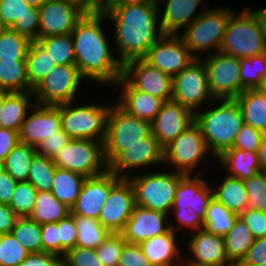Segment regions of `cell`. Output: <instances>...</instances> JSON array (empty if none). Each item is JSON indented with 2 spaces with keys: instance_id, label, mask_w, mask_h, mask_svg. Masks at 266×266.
I'll return each mask as SVG.
<instances>
[{
  "instance_id": "6da1fadb",
  "label": "cell",
  "mask_w": 266,
  "mask_h": 266,
  "mask_svg": "<svg viewBox=\"0 0 266 266\" xmlns=\"http://www.w3.org/2000/svg\"><path fill=\"white\" fill-rule=\"evenodd\" d=\"M101 10L115 25L114 46L120 63L144 58L149 48L163 35L157 0L146 3L102 5Z\"/></svg>"
},
{
  "instance_id": "7a4b0ae2",
  "label": "cell",
  "mask_w": 266,
  "mask_h": 266,
  "mask_svg": "<svg viewBox=\"0 0 266 266\" xmlns=\"http://www.w3.org/2000/svg\"><path fill=\"white\" fill-rule=\"evenodd\" d=\"M108 20L100 9L86 12L77 22L71 35L76 66L84 79L100 85H112L122 76L123 65L110 51V43L101 23ZM104 30V31H103Z\"/></svg>"
},
{
  "instance_id": "3957f363",
  "label": "cell",
  "mask_w": 266,
  "mask_h": 266,
  "mask_svg": "<svg viewBox=\"0 0 266 266\" xmlns=\"http://www.w3.org/2000/svg\"><path fill=\"white\" fill-rule=\"evenodd\" d=\"M218 106L194 113V121L203 134L214 159L231 149L244 125L243 115L235 99H215Z\"/></svg>"
},
{
  "instance_id": "277c9868",
  "label": "cell",
  "mask_w": 266,
  "mask_h": 266,
  "mask_svg": "<svg viewBox=\"0 0 266 266\" xmlns=\"http://www.w3.org/2000/svg\"><path fill=\"white\" fill-rule=\"evenodd\" d=\"M151 134V123L125 111L115 100L109 109L104 139L108 165L130 146L139 144Z\"/></svg>"
},
{
  "instance_id": "5b68a950",
  "label": "cell",
  "mask_w": 266,
  "mask_h": 266,
  "mask_svg": "<svg viewBox=\"0 0 266 266\" xmlns=\"http://www.w3.org/2000/svg\"><path fill=\"white\" fill-rule=\"evenodd\" d=\"M185 175L175 171H156L147 174H131L137 206L169 214L171 212L179 181Z\"/></svg>"
},
{
  "instance_id": "8992f818",
  "label": "cell",
  "mask_w": 266,
  "mask_h": 266,
  "mask_svg": "<svg viewBox=\"0 0 266 266\" xmlns=\"http://www.w3.org/2000/svg\"><path fill=\"white\" fill-rule=\"evenodd\" d=\"M231 9L222 6L207 8L181 34L179 32L178 35L196 59H200L202 56V54L198 56L197 52L208 50L209 54L206 55H211L219 51L229 17L234 12Z\"/></svg>"
},
{
  "instance_id": "52a82bcc",
  "label": "cell",
  "mask_w": 266,
  "mask_h": 266,
  "mask_svg": "<svg viewBox=\"0 0 266 266\" xmlns=\"http://www.w3.org/2000/svg\"><path fill=\"white\" fill-rule=\"evenodd\" d=\"M76 101L60 104L61 128L71 139L104 142L107 115L111 105L90 103L73 106Z\"/></svg>"
},
{
  "instance_id": "ba28073f",
  "label": "cell",
  "mask_w": 266,
  "mask_h": 266,
  "mask_svg": "<svg viewBox=\"0 0 266 266\" xmlns=\"http://www.w3.org/2000/svg\"><path fill=\"white\" fill-rule=\"evenodd\" d=\"M219 51L239 59L266 53L256 19L245 7L238 14L234 11L230 15Z\"/></svg>"
},
{
  "instance_id": "9c48e42d",
  "label": "cell",
  "mask_w": 266,
  "mask_h": 266,
  "mask_svg": "<svg viewBox=\"0 0 266 266\" xmlns=\"http://www.w3.org/2000/svg\"><path fill=\"white\" fill-rule=\"evenodd\" d=\"M54 164L57 168L86 178L102 175L109 170L104 142L86 139H71L54 159Z\"/></svg>"
},
{
  "instance_id": "30bf717a",
  "label": "cell",
  "mask_w": 266,
  "mask_h": 266,
  "mask_svg": "<svg viewBox=\"0 0 266 266\" xmlns=\"http://www.w3.org/2000/svg\"><path fill=\"white\" fill-rule=\"evenodd\" d=\"M209 152L205 138L194 121L164 148V163L174 167L175 172L192 175L196 167L206 163L205 157Z\"/></svg>"
},
{
  "instance_id": "8fae6325",
  "label": "cell",
  "mask_w": 266,
  "mask_h": 266,
  "mask_svg": "<svg viewBox=\"0 0 266 266\" xmlns=\"http://www.w3.org/2000/svg\"><path fill=\"white\" fill-rule=\"evenodd\" d=\"M200 59L206 66L209 90L215 99H235L245 91L239 58L217 51Z\"/></svg>"
},
{
  "instance_id": "7c38bea8",
  "label": "cell",
  "mask_w": 266,
  "mask_h": 266,
  "mask_svg": "<svg viewBox=\"0 0 266 266\" xmlns=\"http://www.w3.org/2000/svg\"><path fill=\"white\" fill-rule=\"evenodd\" d=\"M172 100L193 113L201 110V106L205 109L206 104L215 100L210 93L206 66L201 59L194 60L173 77Z\"/></svg>"
},
{
  "instance_id": "4fadbf2b",
  "label": "cell",
  "mask_w": 266,
  "mask_h": 266,
  "mask_svg": "<svg viewBox=\"0 0 266 266\" xmlns=\"http://www.w3.org/2000/svg\"><path fill=\"white\" fill-rule=\"evenodd\" d=\"M83 80L76 65H57L32 91L34 100L41 105L76 101V94L81 89L80 82Z\"/></svg>"
},
{
  "instance_id": "5bb4252c",
  "label": "cell",
  "mask_w": 266,
  "mask_h": 266,
  "mask_svg": "<svg viewBox=\"0 0 266 266\" xmlns=\"http://www.w3.org/2000/svg\"><path fill=\"white\" fill-rule=\"evenodd\" d=\"M143 59L172 77L196 60L182 38L174 34H163Z\"/></svg>"
},
{
  "instance_id": "9a60e30c",
  "label": "cell",
  "mask_w": 266,
  "mask_h": 266,
  "mask_svg": "<svg viewBox=\"0 0 266 266\" xmlns=\"http://www.w3.org/2000/svg\"><path fill=\"white\" fill-rule=\"evenodd\" d=\"M122 76L141 92L158 97L164 102L172 100L173 77L151 66L143 58L125 63Z\"/></svg>"
},
{
  "instance_id": "2e32d148",
  "label": "cell",
  "mask_w": 266,
  "mask_h": 266,
  "mask_svg": "<svg viewBox=\"0 0 266 266\" xmlns=\"http://www.w3.org/2000/svg\"><path fill=\"white\" fill-rule=\"evenodd\" d=\"M135 206L132 184L128 178H121L110 190L98 221L110 233H121Z\"/></svg>"
},
{
  "instance_id": "e0dca14e",
  "label": "cell",
  "mask_w": 266,
  "mask_h": 266,
  "mask_svg": "<svg viewBox=\"0 0 266 266\" xmlns=\"http://www.w3.org/2000/svg\"><path fill=\"white\" fill-rule=\"evenodd\" d=\"M87 11L69 0H47L40 8L39 38L72 33Z\"/></svg>"
},
{
  "instance_id": "ac0fdd59",
  "label": "cell",
  "mask_w": 266,
  "mask_h": 266,
  "mask_svg": "<svg viewBox=\"0 0 266 266\" xmlns=\"http://www.w3.org/2000/svg\"><path fill=\"white\" fill-rule=\"evenodd\" d=\"M120 179L109 170L102 175L86 178L70 213L73 216H84L98 220L110 190Z\"/></svg>"
},
{
  "instance_id": "d6986e66",
  "label": "cell",
  "mask_w": 266,
  "mask_h": 266,
  "mask_svg": "<svg viewBox=\"0 0 266 266\" xmlns=\"http://www.w3.org/2000/svg\"><path fill=\"white\" fill-rule=\"evenodd\" d=\"M164 148L154 138L152 133L144 138L141 143L130 146L121 152L110 164L109 171L120 178H128L131 169L138 167L147 168L152 164L164 165ZM127 170V171H126ZM130 173V174H129Z\"/></svg>"
},
{
  "instance_id": "ffe728a7",
  "label": "cell",
  "mask_w": 266,
  "mask_h": 266,
  "mask_svg": "<svg viewBox=\"0 0 266 266\" xmlns=\"http://www.w3.org/2000/svg\"><path fill=\"white\" fill-rule=\"evenodd\" d=\"M168 218L169 216L163 212L136 205L121 235L127 243L140 244L166 233L170 228L177 232L178 227L173 225L172 221L168 222Z\"/></svg>"
},
{
  "instance_id": "44dd1931",
  "label": "cell",
  "mask_w": 266,
  "mask_h": 266,
  "mask_svg": "<svg viewBox=\"0 0 266 266\" xmlns=\"http://www.w3.org/2000/svg\"><path fill=\"white\" fill-rule=\"evenodd\" d=\"M31 111V113H30ZM61 129L60 104L41 105L36 103L25 120L20 131L21 143L37 147L43 140Z\"/></svg>"
},
{
  "instance_id": "7402d4cb",
  "label": "cell",
  "mask_w": 266,
  "mask_h": 266,
  "mask_svg": "<svg viewBox=\"0 0 266 266\" xmlns=\"http://www.w3.org/2000/svg\"><path fill=\"white\" fill-rule=\"evenodd\" d=\"M194 122V113L173 100L162 104L155 119L151 122V133L165 148Z\"/></svg>"
},
{
  "instance_id": "603a6c76",
  "label": "cell",
  "mask_w": 266,
  "mask_h": 266,
  "mask_svg": "<svg viewBox=\"0 0 266 266\" xmlns=\"http://www.w3.org/2000/svg\"><path fill=\"white\" fill-rule=\"evenodd\" d=\"M186 249L190 253V258L183 259V264L196 266L232 264L226 256L224 237L209 233L205 229L193 232Z\"/></svg>"
},
{
  "instance_id": "cb8c5ba5",
  "label": "cell",
  "mask_w": 266,
  "mask_h": 266,
  "mask_svg": "<svg viewBox=\"0 0 266 266\" xmlns=\"http://www.w3.org/2000/svg\"><path fill=\"white\" fill-rule=\"evenodd\" d=\"M0 23L34 42L39 38V8L23 0H0Z\"/></svg>"
},
{
  "instance_id": "d4e9b609",
  "label": "cell",
  "mask_w": 266,
  "mask_h": 266,
  "mask_svg": "<svg viewBox=\"0 0 266 266\" xmlns=\"http://www.w3.org/2000/svg\"><path fill=\"white\" fill-rule=\"evenodd\" d=\"M197 173L185 175L176 189L172 209H187L190 207L204 220L209 202L213 198L212 186Z\"/></svg>"
},
{
  "instance_id": "484cf974",
  "label": "cell",
  "mask_w": 266,
  "mask_h": 266,
  "mask_svg": "<svg viewBox=\"0 0 266 266\" xmlns=\"http://www.w3.org/2000/svg\"><path fill=\"white\" fill-rule=\"evenodd\" d=\"M117 87L121 91L115 99L125 111L150 123L155 119L164 103L162 99L135 89L123 76L115 83Z\"/></svg>"
},
{
  "instance_id": "4316f807",
  "label": "cell",
  "mask_w": 266,
  "mask_h": 266,
  "mask_svg": "<svg viewBox=\"0 0 266 266\" xmlns=\"http://www.w3.org/2000/svg\"><path fill=\"white\" fill-rule=\"evenodd\" d=\"M161 1L165 5V9L161 11L162 16L159 15L161 17L159 19L160 28L163 34L178 35L179 30H184L206 11L205 9L197 11L202 0H157L159 9L162 4Z\"/></svg>"
},
{
  "instance_id": "83f0119b",
  "label": "cell",
  "mask_w": 266,
  "mask_h": 266,
  "mask_svg": "<svg viewBox=\"0 0 266 266\" xmlns=\"http://www.w3.org/2000/svg\"><path fill=\"white\" fill-rule=\"evenodd\" d=\"M176 236V231L170 228L166 233L147 239L139 245L153 266H182L183 254Z\"/></svg>"
},
{
  "instance_id": "f1b7e54d",
  "label": "cell",
  "mask_w": 266,
  "mask_h": 266,
  "mask_svg": "<svg viewBox=\"0 0 266 266\" xmlns=\"http://www.w3.org/2000/svg\"><path fill=\"white\" fill-rule=\"evenodd\" d=\"M33 92L4 91V102L0 113V127L20 131L21 125L36 104L32 99ZM30 97V98H28Z\"/></svg>"
},
{
  "instance_id": "f546056e",
  "label": "cell",
  "mask_w": 266,
  "mask_h": 266,
  "mask_svg": "<svg viewBox=\"0 0 266 266\" xmlns=\"http://www.w3.org/2000/svg\"><path fill=\"white\" fill-rule=\"evenodd\" d=\"M215 160L222 168L226 167L230 171L229 177L241 180L248 179L261 171L257 152L228 149Z\"/></svg>"
},
{
  "instance_id": "4dcf8cb0",
  "label": "cell",
  "mask_w": 266,
  "mask_h": 266,
  "mask_svg": "<svg viewBox=\"0 0 266 266\" xmlns=\"http://www.w3.org/2000/svg\"><path fill=\"white\" fill-rule=\"evenodd\" d=\"M235 100L242 112L244 124L266 134V95L256 89H246Z\"/></svg>"
},
{
  "instance_id": "1f68e13d",
  "label": "cell",
  "mask_w": 266,
  "mask_h": 266,
  "mask_svg": "<svg viewBox=\"0 0 266 266\" xmlns=\"http://www.w3.org/2000/svg\"><path fill=\"white\" fill-rule=\"evenodd\" d=\"M213 197L230 211L240 215L247 209V191L243 180L227 174L220 185L212 188Z\"/></svg>"
},
{
  "instance_id": "d6a6232c",
  "label": "cell",
  "mask_w": 266,
  "mask_h": 266,
  "mask_svg": "<svg viewBox=\"0 0 266 266\" xmlns=\"http://www.w3.org/2000/svg\"><path fill=\"white\" fill-rule=\"evenodd\" d=\"M86 177L66 169H55L51 193L69 209L75 204Z\"/></svg>"
},
{
  "instance_id": "836d02e7",
  "label": "cell",
  "mask_w": 266,
  "mask_h": 266,
  "mask_svg": "<svg viewBox=\"0 0 266 266\" xmlns=\"http://www.w3.org/2000/svg\"><path fill=\"white\" fill-rule=\"evenodd\" d=\"M254 240L255 238L251 230L244 221L238 217L233 227L224 236L225 251L228 260L232 264L242 261Z\"/></svg>"
},
{
  "instance_id": "e575fe53",
  "label": "cell",
  "mask_w": 266,
  "mask_h": 266,
  "mask_svg": "<svg viewBox=\"0 0 266 266\" xmlns=\"http://www.w3.org/2000/svg\"><path fill=\"white\" fill-rule=\"evenodd\" d=\"M25 61L30 92L57 66L48 53L36 41L30 43Z\"/></svg>"
},
{
  "instance_id": "d590c367",
  "label": "cell",
  "mask_w": 266,
  "mask_h": 266,
  "mask_svg": "<svg viewBox=\"0 0 266 266\" xmlns=\"http://www.w3.org/2000/svg\"><path fill=\"white\" fill-rule=\"evenodd\" d=\"M70 214V209L51 193L38 191L35 206L29 218L38 224L57 223Z\"/></svg>"
},
{
  "instance_id": "8d00e7d4",
  "label": "cell",
  "mask_w": 266,
  "mask_h": 266,
  "mask_svg": "<svg viewBox=\"0 0 266 266\" xmlns=\"http://www.w3.org/2000/svg\"><path fill=\"white\" fill-rule=\"evenodd\" d=\"M37 154L36 147L19 143L2 162V169L16 181H28L31 162Z\"/></svg>"
},
{
  "instance_id": "74e56055",
  "label": "cell",
  "mask_w": 266,
  "mask_h": 266,
  "mask_svg": "<svg viewBox=\"0 0 266 266\" xmlns=\"http://www.w3.org/2000/svg\"><path fill=\"white\" fill-rule=\"evenodd\" d=\"M0 91L30 92L26 61L0 60Z\"/></svg>"
},
{
  "instance_id": "f35d334b",
  "label": "cell",
  "mask_w": 266,
  "mask_h": 266,
  "mask_svg": "<svg viewBox=\"0 0 266 266\" xmlns=\"http://www.w3.org/2000/svg\"><path fill=\"white\" fill-rule=\"evenodd\" d=\"M36 42L48 53L56 65H76L71 33L41 37Z\"/></svg>"
},
{
  "instance_id": "ab89813d",
  "label": "cell",
  "mask_w": 266,
  "mask_h": 266,
  "mask_svg": "<svg viewBox=\"0 0 266 266\" xmlns=\"http://www.w3.org/2000/svg\"><path fill=\"white\" fill-rule=\"evenodd\" d=\"M238 217L237 213L230 211L213 197L208 204L206 216L203 220L204 229L209 233L224 237L233 227Z\"/></svg>"
},
{
  "instance_id": "60d3db41",
  "label": "cell",
  "mask_w": 266,
  "mask_h": 266,
  "mask_svg": "<svg viewBox=\"0 0 266 266\" xmlns=\"http://www.w3.org/2000/svg\"><path fill=\"white\" fill-rule=\"evenodd\" d=\"M74 223L78 231L76 246L80 248L96 249L110 233L93 218L74 216Z\"/></svg>"
},
{
  "instance_id": "b9f144b4",
  "label": "cell",
  "mask_w": 266,
  "mask_h": 266,
  "mask_svg": "<svg viewBox=\"0 0 266 266\" xmlns=\"http://www.w3.org/2000/svg\"><path fill=\"white\" fill-rule=\"evenodd\" d=\"M10 233L29 253L43 252L41 224L29 217H19Z\"/></svg>"
},
{
  "instance_id": "7bdbcfd3",
  "label": "cell",
  "mask_w": 266,
  "mask_h": 266,
  "mask_svg": "<svg viewBox=\"0 0 266 266\" xmlns=\"http://www.w3.org/2000/svg\"><path fill=\"white\" fill-rule=\"evenodd\" d=\"M31 42L12 28H4L0 34V60L25 61Z\"/></svg>"
},
{
  "instance_id": "ee69618b",
  "label": "cell",
  "mask_w": 266,
  "mask_h": 266,
  "mask_svg": "<svg viewBox=\"0 0 266 266\" xmlns=\"http://www.w3.org/2000/svg\"><path fill=\"white\" fill-rule=\"evenodd\" d=\"M55 169L56 166L53 159L36 154L31 162L28 182L37 191L49 192L53 187Z\"/></svg>"
},
{
  "instance_id": "f6af8a7d",
  "label": "cell",
  "mask_w": 266,
  "mask_h": 266,
  "mask_svg": "<svg viewBox=\"0 0 266 266\" xmlns=\"http://www.w3.org/2000/svg\"><path fill=\"white\" fill-rule=\"evenodd\" d=\"M241 85L246 89H256L266 76V53L250 58H240Z\"/></svg>"
},
{
  "instance_id": "bcb514c9",
  "label": "cell",
  "mask_w": 266,
  "mask_h": 266,
  "mask_svg": "<svg viewBox=\"0 0 266 266\" xmlns=\"http://www.w3.org/2000/svg\"><path fill=\"white\" fill-rule=\"evenodd\" d=\"M37 192L38 191L30 182H18L9 207L19 217H29L35 206Z\"/></svg>"
},
{
  "instance_id": "7dc6e473",
  "label": "cell",
  "mask_w": 266,
  "mask_h": 266,
  "mask_svg": "<svg viewBox=\"0 0 266 266\" xmlns=\"http://www.w3.org/2000/svg\"><path fill=\"white\" fill-rule=\"evenodd\" d=\"M28 254L11 233L0 234V266H19Z\"/></svg>"
},
{
  "instance_id": "c3c4849f",
  "label": "cell",
  "mask_w": 266,
  "mask_h": 266,
  "mask_svg": "<svg viewBox=\"0 0 266 266\" xmlns=\"http://www.w3.org/2000/svg\"><path fill=\"white\" fill-rule=\"evenodd\" d=\"M125 242L121 233H109L95 249L98 258L104 266H119V259Z\"/></svg>"
},
{
  "instance_id": "681fc988",
  "label": "cell",
  "mask_w": 266,
  "mask_h": 266,
  "mask_svg": "<svg viewBox=\"0 0 266 266\" xmlns=\"http://www.w3.org/2000/svg\"><path fill=\"white\" fill-rule=\"evenodd\" d=\"M243 182L248 195L247 208L266 212V187L262 174L256 173Z\"/></svg>"
},
{
  "instance_id": "f907efd6",
  "label": "cell",
  "mask_w": 266,
  "mask_h": 266,
  "mask_svg": "<svg viewBox=\"0 0 266 266\" xmlns=\"http://www.w3.org/2000/svg\"><path fill=\"white\" fill-rule=\"evenodd\" d=\"M63 266H104L95 249L74 247L63 256Z\"/></svg>"
},
{
  "instance_id": "816d5d0a",
  "label": "cell",
  "mask_w": 266,
  "mask_h": 266,
  "mask_svg": "<svg viewBox=\"0 0 266 266\" xmlns=\"http://www.w3.org/2000/svg\"><path fill=\"white\" fill-rule=\"evenodd\" d=\"M60 239V256L76 247L78 231L74 223V216L70 213L58 222Z\"/></svg>"
},
{
  "instance_id": "f5cc1de1",
  "label": "cell",
  "mask_w": 266,
  "mask_h": 266,
  "mask_svg": "<svg viewBox=\"0 0 266 266\" xmlns=\"http://www.w3.org/2000/svg\"><path fill=\"white\" fill-rule=\"evenodd\" d=\"M263 136L264 134L261 131L244 124L240 129V132L237 134L236 140L231 149L257 152Z\"/></svg>"
},
{
  "instance_id": "db71d44e",
  "label": "cell",
  "mask_w": 266,
  "mask_h": 266,
  "mask_svg": "<svg viewBox=\"0 0 266 266\" xmlns=\"http://www.w3.org/2000/svg\"><path fill=\"white\" fill-rule=\"evenodd\" d=\"M70 140L71 138L61 128L36 147L37 154L54 160Z\"/></svg>"
},
{
  "instance_id": "11a10c76",
  "label": "cell",
  "mask_w": 266,
  "mask_h": 266,
  "mask_svg": "<svg viewBox=\"0 0 266 266\" xmlns=\"http://www.w3.org/2000/svg\"><path fill=\"white\" fill-rule=\"evenodd\" d=\"M239 218L248 226L255 239L266 236V212L247 208Z\"/></svg>"
},
{
  "instance_id": "9f6ffc18",
  "label": "cell",
  "mask_w": 266,
  "mask_h": 266,
  "mask_svg": "<svg viewBox=\"0 0 266 266\" xmlns=\"http://www.w3.org/2000/svg\"><path fill=\"white\" fill-rule=\"evenodd\" d=\"M119 266H153L143 254L139 244L125 242L119 259Z\"/></svg>"
},
{
  "instance_id": "6f0895ef",
  "label": "cell",
  "mask_w": 266,
  "mask_h": 266,
  "mask_svg": "<svg viewBox=\"0 0 266 266\" xmlns=\"http://www.w3.org/2000/svg\"><path fill=\"white\" fill-rule=\"evenodd\" d=\"M43 252L60 255L58 222L41 224Z\"/></svg>"
},
{
  "instance_id": "680465c9",
  "label": "cell",
  "mask_w": 266,
  "mask_h": 266,
  "mask_svg": "<svg viewBox=\"0 0 266 266\" xmlns=\"http://www.w3.org/2000/svg\"><path fill=\"white\" fill-rule=\"evenodd\" d=\"M176 215L177 226L180 228L186 227L190 232L204 229L203 219L200 218L190 207L187 209H171L170 214Z\"/></svg>"
},
{
  "instance_id": "91938a15",
  "label": "cell",
  "mask_w": 266,
  "mask_h": 266,
  "mask_svg": "<svg viewBox=\"0 0 266 266\" xmlns=\"http://www.w3.org/2000/svg\"><path fill=\"white\" fill-rule=\"evenodd\" d=\"M19 266H63V257L49 252L29 253Z\"/></svg>"
},
{
  "instance_id": "94428289",
  "label": "cell",
  "mask_w": 266,
  "mask_h": 266,
  "mask_svg": "<svg viewBox=\"0 0 266 266\" xmlns=\"http://www.w3.org/2000/svg\"><path fill=\"white\" fill-rule=\"evenodd\" d=\"M236 263L266 264V236L255 239L242 261Z\"/></svg>"
},
{
  "instance_id": "6125c7cd",
  "label": "cell",
  "mask_w": 266,
  "mask_h": 266,
  "mask_svg": "<svg viewBox=\"0 0 266 266\" xmlns=\"http://www.w3.org/2000/svg\"><path fill=\"white\" fill-rule=\"evenodd\" d=\"M20 143L19 132L0 127V163Z\"/></svg>"
},
{
  "instance_id": "be15d7a7",
  "label": "cell",
  "mask_w": 266,
  "mask_h": 266,
  "mask_svg": "<svg viewBox=\"0 0 266 266\" xmlns=\"http://www.w3.org/2000/svg\"><path fill=\"white\" fill-rule=\"evenodd\" d=\"M17 183L5 170L0 171V204H10Z\"/></svg>"
},
{
  "instance_id": "e7e4bbea",
  "label": "cell",
  "mask_w": 266,
  "mask_h": 266,
  "mask_svg": "<svg viewBox=\"0 0 266 266\" xmlns=\"http://www.w3.org/2000/svg\"><path fill=\"white\" fill-rule=\"evenodd\" d=\"M18 218L9 205L0 204V234L10 233Z\"/></svg>"
},
{
  "instance_id": "03108f58",
  "label": "cell",
  "mask_w": 266,
  "mask_h": 266,
  "mask_svg": "<svg viewBox=\"0 0 266 266\" xmlns=\"http://www.w3.org/2000/svg\"><path fill=\"white\" fill-rule=\"evenodd\" d=\"M247 10L253 15V17L256 19V22L258 24V28L260 29V32L263 36V40L266 44V8H261L258 10H249L248 6H246Z\"/></svg>"
},
{
  "instance_id": "003e7915",
  "label": "cell",
  "mask_w": 266,
  "mask_h": 266,
  "mask_svg": "<svg viewBox=\"0 0 266 266\" xmlns=\"http://www.w3.org/2000/svg\"><path fill=\"white\" fill-rule=\"evenodd\" d=\"M81 7H83L87 12L97 11L102 8L104 0H69Z\"/></svg>"
},
{
  "instance_id": "a7ac6f4b",
  "label": "cell",
  "mask_w": 266,
  "mask_h": 266,
  "mask_svg": "<svg viewBox=\"0 0 266 266\" xmlns=\"http://www.w3.org/2000/svg\"><path fill=\"white\" fill-rule=\"evenodd\" d=\"M258 155V161L260 165V170H265L266 169V134H264L260 147L258 148L257 151Z\"/></svg>"
},
{
  "instance_id": "89a4df30",
  "label": "cell",
  "mask_w": 266,
  "mask_h": 266,
  "mask_svg": "<svg viewBox=\"0 0 266 266\" xmlns=\"http://www.w3.org/2000/svg\"><path fill=\"white\" fill-rule=\"evenodd\" d=\"M154 0H104L103 5H122L125 3H146Z\"/></svg>"
},
{
  "instance_id": "2644e50d",
  "label": "cell",
  "mask_w": 266,
  "mask_h": 266,
  "mask_svg": "<svg viewBox=\"0 0 266 266\" xmlns=\"http://www.w3.org/2000/svg\"><path fill=\"white\" fill-rule=\"evenodd\" d=\"M256 90L261 94L266 95V76L260 81V84L256 87Z\"/></svg>"
},
{
  "instance_id": "8c879c8a",
  "label": "cell",
  "mask_w": 266,
  "mask_h": 266,
  "mask_svg": "<svg viewBox=\"0 0 266 266\" xmlns=\"http://www.w3.org/2000/svg\"><path fill=\"white\" fill-rule=\"evenodd\" d=\"M30 6L40 8L47 0H23Z\"/></svg>"
},
{
  "instance_id": "753ad0ef",
  "label": "cell",
  "mask_w": 266,
  "mask_h": 266,
  "mask_svg": "<svg viewBox=\"0 0 266 266\" xmlns=\"http://www.w3.org/2000/svg\"><path fill=\"white\" fill-rule=\"evenodd\" d=\"M234 266H266V264L235 263Z\"/></svg>"
},
{
  "instance_id": "34e18365",
  "label": "cell",
  "mask_w": 266,
  "mask_h": 266,
  "mask_svg": "<svg viewBox=\"0 0 266 266\" xmlns=\"http://www.w3.org/2000/svg\"><path fill=\"white\" fill-rule=\"evenodd\" d=\"M3 102H4V91H0V113L2 111Z\"/></svg>"
},
{
  "instance_id": "11e5206c",
  "label": "cell",
  "mask_w": 266,
  "mask_h": 266,
  "mask_svg": "<svg viewBox=\"0 0 266 266\" xmlns=\"http://www.w3.org/2000/svg\"><path fill=\"white\" fill-rule=\"evenodd\" d=\"M260 173L263 176L264 182H265V187H266V169L265 170H261Z\"/></svg>"
},
{
  "instance_id": "2a66077c",
  "label": "cell",
  "mask_w": 266,
  "mask_h": 266,
  "mask_svg": "<svg viewBox=\"0 0 266 266\" xmlns=\"http://www.w3.org/2000/svg\"><path fill=\"white\" fill-rule=\"evenodd\" d=\"M182 266H196V265L183 264ZM218 266H234V264L218 265Z\"/></svg>"
},
{
  "instance_id": "b9fcfbb0",
  "label": "cell",
  "mask_w": 266,
  "mask_h": 266,
  "mask_svg": "<svg viewBox=\"0 0 266 266\" xmlns=\"http://www.w3.org/2000/svg\"><path fill=\"white\" fill-rule=\"evenodd\" d=\"M4 28H5V27L0 23V34H1V32L3 31Z\"/></svg>"
}]
</instances>
